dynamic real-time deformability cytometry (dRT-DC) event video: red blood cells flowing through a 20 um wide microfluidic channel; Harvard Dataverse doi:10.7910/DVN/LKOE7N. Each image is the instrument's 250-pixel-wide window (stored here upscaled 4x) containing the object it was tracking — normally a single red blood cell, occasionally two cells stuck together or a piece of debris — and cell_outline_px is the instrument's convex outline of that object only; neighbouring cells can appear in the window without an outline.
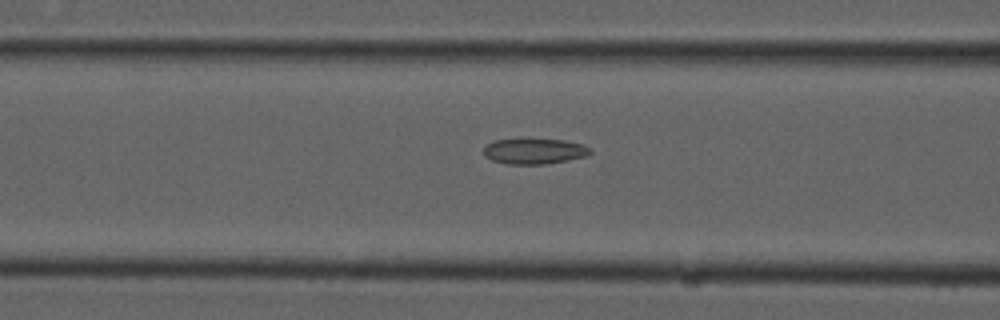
{"species": "common noctule bat (a hibernating species)", "species_latin": "Nyctalus noctula", "temperature_condition": "cold", "stored_images_in_passage": 14, "camera_frame_rate_fps": 3000, "um_per_image_px": 0.085, "animal": {"sex": "male", "forearm_length_mm": 52.5}, "frame": {"image": 1, "passage_image": 12, "time_ms": 3.667, "image_size_px": [1000, 320], "cell_outline_px": [[592, 152], [584, 156], [568, 160], [544, 164], [508, 164], [492, 160], [484, 156], [484, 148], [488, 144], [496, 140], [564, 140], [584, 144], [592, 148]], "centroid_in_image_um": [45.45, 12.86], "position_along_channel_um": 121.1, "area_um2": 15.61}}